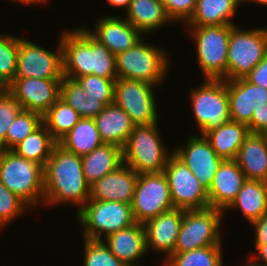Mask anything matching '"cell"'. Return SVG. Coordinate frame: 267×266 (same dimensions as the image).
I'll return each instance as SVG.
<instances>
[{"mask_svg":"<svg viewBox=\"0 0 267 266\" xmlns=\"http://www.w3.org/2000/svg\"><path fill=\"white\" fill-rule=\"evenodd\" d=\"M130 1L131 0H106V2L110 4V6L112 7L114 6L115 8H121V9L124 7L123 10L125 11L128 9Z\"/></svg>","mask_w":267,"mask_h":266,"instance_id":"46","label":"cell"},{"mask_svg":"<svg viewBox=\"0 0 267 266\" xmlns=\"http://www.w3.org/2000/svg\"><path fill=\"white\" fill-rule=\"evenodd\" d=\"M138 41L133 47L116 55L118 78L141 80L158 86L169 72V54L164 47Z\"/></svg>","mask_w":267,"mask_h":266,"instance_id":"5","label":"cell"},{"mask_svg":"<svg viewBox=\"0 0 267 266\" xmlns=\"http://www.w3.org/2000/svg\"><path fill=\"white\" fill-rule=\"evenodd\" d=\"M183 214V209L174 208L143 224L148 252L152 250L157 253H164V261L174 253Z\"/></svg>","mask_w":267,"mask_h":266,"instance_id":"17","label":"cell"},{"mask_svg":"<svg viewBox=\"0 0 267 266\" xmlns=\"http://www.w3.org/2000/svg\"><path fill=\"white\" fill-rule=\"evenodd\" d=\"M125 12V19L145 35L173 23L161 0H131Z\"/></svg>","mask_w":267,"mask_h":266,"instance_id":"25","label":"cell"},{"mask_svg":"<svg viewBox=\"0 0 267 266\" xmlns=\"http://www.w3.org/2000/svg\"><path fill=\"white\" fill-rule=\"evenodd\" d=\"M62 79L15 78L6 90L22 110L35 111L42 116L60 98Z\"/></svg>","mask_w":267,"mask_h":266,"instance_id":"15","label":"cell"},{"mask_svg":"<svg viewBox=\"0 0 267 266\" xmlns=\"http://www.w3.org/2000/svg\"><path fill=\"white\" fill-rule=\"evenodd\" d=\"M19 37L0 34V88H6L17 71Z\"/></svg>","mask_w":267,"mask_h":266,"instance_id":"36","label":"cell"},{"mask_svg":"<svg viewBox=\"0 0 267 266\" xmlns=\"http://www.w3.org/2000/svg\"><path fill=\"white\" fill-rule=\"evenodd\" d=\"M81 162L86 182L91 186L124 164L123 148L103 143L90 153L81 156Z\"/></svg>","mask_w":267,"mask_h":266,"instance_id":"26","label":"cell"},{"mask_svg":"<svg viewBox=\"0 0 267 266\" xmlns=\"http://www.w3.org/2000/svg\"><path fill=\"white\" fill-rule=\"evenodd\" d=\"M223 215V211L213 207L184 210L173 254L210 245H222L220 226Z\"/></svg>","mask_w":267,"mask_h":266,"instance_id":"10","label":"cell"},{"mask_svg":"<svg viewBox=\"0 0 267 266\" xmlns=\"http://www.w3.org/2000/svg\"><path fill=\"white\" fill-rule=\"evenodd\" d=\"M256 3V5L258 4H260V6L262 5H266L267 6V0H242V3L244 4V3Z\"/></svg>","mask_w":267,"mask_h":266,"instance_id":"48","label":"cell"},{"mask_svg":"<svg viewBox=\"0 0 267 266\" xmlns=\"http://www.w3.org/2000/svg\"><path fill=\"white\" fill-rule=\"evenodd\" d=\"M197 87L191 89L189 98L199 135L204 136L230 121L227 81L204 79Z\"/></svg>","mask_w":267,"mask_h":266,"instance_id":"8","label":"cell"},{"mask_svg":"<svg viewBox=\"0 0 267 266\" xmlns=\"http://www.w3.org/2000/svg\"><path fill=\"white\" fill-rule=\"evenodd\" d=\"M241 210L243 216L251 224L267 213V182L246 179L235 200L224 211Z\"/></svg>","mask_w":267,"mask_h":266,"instance_id":"27","label":"cell"},{"mask_svg":"<svg viewBox=\"0 0 267 266\" xmlns=\"http://www.w3.org/2000/svg\"><path fill=\"white\" fill-rule=\"evenodd\" d=\"M160 125H135L123 148V162L137 174L163 172L173 151L165 148ZM169 150V151H168ZM169 152V153H167Z\"/></svg>","mask_w":267,"mask_h":266,"instance_id":"4","label":"cell"},{"mask_svg":"<svg viewBox=\"0 0 267 266\" xmlns=\"http://www.w3.org/2000/svg\"><path fill=\"white\" fill-rule=\"evenodd\" d=\"M10 1V0H9ZM11 1H13V2H15V3H23V4H26V5H41V4H46V3H48V1L47 0H11Z\"/></svg>","mask_w":267,"mask_h":266,"instance_id":"47","label":"cell"},{"mask_svg":"<svg viewBox=\"0 0 267 266\" xmlns=\"http://www.w3.org/2000/svg\"><path fill=\"white\" fill-rule=\"evenodd\" d=\"M245 78L252 84L267 89V55L245 76Z\"/></svg>","mask_w":267,"mask_h":266,"instance_id":"43","label":"cell"},{"mask_svg":"<svg viewBox=\"0 0 267 266\" xmlns=\"http://www.w3.org/2000/svg\"><path fill=\"white\" fill-rule=\"evenodd\" d=\"M223 245H210L184 253L172 254L162 266H224Z\"/></svg>","mask_w":267,"mask_h":266,"instance_id":"34","label":"cell"},{"mask_svg":"<svg viewBox=\"0 0 267 266\" xmlns=\"http://www.w3.org/2000/svg\"><path fill=\"white\" fill-rule=\"evenodd\" d=\"M87 31L105 45L115 56L133 47L142 39V33L124 17L102 16Z\"/></svg>","mask_w":267,"mask_h":266,"instance_id":"19","label":"cell"},{"mask_svg":"<svg viewBox=\"0 0 267 266\" xmlns=\"http://www.w3.org/2000/svg\"><path fill=\"white\" fill-rule=\"evenodd\" d=\"M117 78H104L96 75H85L75 80L83 90L92 97H114V86Z\"/></svg>","mask_w":267,"mask_h":266,"instance_id":"40","label":"cell"},{"mask_svg":"<svg viewBox=\"0 0 267 266\" xmlns=\"http://www.w3.org/2000/svg\"><path fill=\"white\" fill-rule=\"evenodd\" d=\"M242 0H197V5L187 26L237 25L233 17Z\"/></svg>","mask_w":267,"mask_h":266,"instance_id":"28","label":"cell"},{"mask_svg":"<svg viewBox=\"0 0 267 266\" xmlns=\"http://www.w3.org/2000/svg\"><path fill=\"white\" fill-rule=\"evenodd\" d=\"M81 119V116L64 100L59 98L43 115L52 137L59 142Z\"/></svg>","mask_w":267,"mask_h":266,"instance_id":"33","label":"cell"},{"mask_svg":"<svg viewBox=\"0 0 267 266\" xmlns=\"http://www.w3.org/2000/svg\"><path fill=\"white\" fill-rule=\"evenodd\" d=\"M63 50L59 41L55 52L19 37L15 78L63 79Z\"/></svg>","mask_w":267,"mask_h":266,"instance_id":"14","label":"cell"},{"mask_svg":"<svg viewBox=\"0 0 267 266\" xmlns=\"http://www.w3.org/2000/svg\"><path fill=\"white\" fill-rule=\"evenodd\" d=\"M253 227L254 240L253 245L256 249L259 245L267 244V213L264 214L261 218L251 223Z\"/></svg>","mask_w":267,"mask_h":266,"instance_id":"44","label":"cell"},{"mask_svg":"<svg viewBox=\"0 0 267 266\" xmlns=\"http://www.w3.org/2000/svg\"><path fill=\"white\" fill-rule=\"evenodd\" d=\"M246 180L234 159L223 160L208 192L209 207L225 211L235 200Z\"/></svg>","mask_w":267,"mask_h":266,"instance_id":"21","label":"cell"},{"mask_svg":"<svg viewBox=\"0 0 267 266\" xmlns=\"http://www.w3.org/2000/svg\"><path fill=\"white\" fill-rule=\"evenodd\" d=\"M30 207L0 182V231Z\"/></svg>","mask_w":267,"mask_h":266,"instance_id":"38","label":"cell"},{"mask_svg":"<svg viewBox=\"0 0 267 266\" xmlns=\"http://www.w3.org/2000/svg\"><path fill=\"white\" fill-rule=\"evenodd\" d=\"M101 140L124 148L135 124L131 117L114 103L107 105L95 118Z\"/></svg>","mask_w":267,"mask_h":266,"instance_id":"24","label":"cell"},{"mask_svg":"<svg viewBox=\"0 0 267 266\" xmlns=\"http://www.w3.org/2000/svg\"><path fill=\"white\" fill-rule=\"evenodd\" d=\"M139 174L123 164L90 186V199L132 204Z\"/></svg>","mask_w":267,"mask_h":266,"instance_id":"20","label":"cell"},{"mask_svg":"<svg viewBox=\"0 0 267 266\" xmlns=\"http://www.w3.org/2000/svg\"><path fill=\"white\" fill-rule=\"evenodd\" d=\"M136 223L174 209L168 180L163 172L139 174L131 204Z\"/></svg>","mask_w":267,"mask_h":266,"instance_id":"12","label":"cell"},{"mask_svg":"<svg viewBox=\"0 0 267 266\" xmlns=\"http://www.w3.org/2000/svg\"><path fill=\"white\" fill-rule=\"evenodd\" d=\"M153 88L155 85L145 81L117 77L113 103L122 108L135 125L157 123L159 116Z\"/></svg>","mask_w":267,"mask_h":266,"instance_id":"11","label":"cell"},{"mask_svg":"<svg viewBox=\"0 0 267 266\" xmlns=\"http://www.w3.org/2000/svg\"><path fill=\"white\" fill-rule=\"evenodd\" d=\"M234 160L246 179L267 182V134L250 132Z\"/></svg>","mask_w":267,"mask_h":266,"instance_id":"23","label":"cell"},{"mask_svg":"<svg viewBox=\"0 0 267 266\" xmlns=\"http://www.w3.org/2000/svg\"><path fill=\"white\" fill-rule=\"evenodd\" d=\"M184 146H178L173 154L179 158L208 190L213 178L223 162L205 136H188Z\"/></svg>","mask_w":267,"mask_h":266,"instance_id":"16","label":"cell"},{"mask_svg":"<svg viewBox=\"0 0 267 266\" xmlns=\"http://www.w3.org/2000/svg\"><path fill=\"white\" fill-rule=\"evenodd\" d=\"M174 208L183 210L209 207L208 192L190 169L174 154L165 166Z\"/></svg>","mask_w":267,"mask_h":266,"instance_id":"13","label":"cell"},{"mask_svg":"<svg viewBox=\"0 0 267 266\" xmlns=\"http://www.w3.org/2000/svg\"><path fill=\"white\" fill-rule=\"evenodd\" d=\"M230 121L248 125L257 107L267 102V89L245 77L227 80Z\"/></svg>","mask_w":267,"mask_h":266,"instance_id":"18","label":"cell"},{"mask_svg":"<svg viewBox=\"0 0 267 266\" xmlns=\"http://www.w3.org/2000/svg\"><path fill=\"white\" fill-rule=\"evenodd\" d=\"M249 133L248 125L229 121L207 132L204 136L217 155L227 160L235 159L238 150Z\"/></svg>","mask_w":267,"mask_h":266,"instance_id":"30","label":"cell"},{"mask_svg":"<svg viewBox=\"0 0 267 266\" xmlns=\"http://www.w3.org/2000/svg\"><path fill=\"white\" fill-rule=\"evenodd\" d=\"M58 142L52 137L46 125L42 123L37 129L16 145L12 151L17 155L34 161L45 167L53 148Z\"/></svg>","mask_w":267,"mask_h":266,"instance_id":"32","label":"cell"},{"mask_svg":"<svg viewBox=\"0 0 267 266\" xmlns=\"http://www.w3.org/2000/svg\"><path fill=\"white\" fill-rule=\"evenodd\" d=\"M76 214L82 225V238L91 240H103L107 235L136 223L131 204L118 201L89 199Z\"/></svg>","mask_w":267,"mask_h":266,"instance_id":"6","label":"cell"},{"mask_svg":"<svg viewBox=\"0 0 267 266\" xmlns=\"http://www.w3.org/2000/svg\"><path fill=\"white\" fill-rule=\"evenodd\" d=\"M103 143L94 118H81L58 142L66 151L78 156L90 153Z\"/></svg>","mask_w":267,"mask_h":266,"instance_id":"31","label":"cell"},{"mask_svg":"<svg viewBox=\"0 0 267 266\" xmlns=\"http://www.w3.org/2000/svg\"><path fill=\"white\" fill-rule=\"evenodd\" d=\"M43 123V116L35 111L21 110L9 126L5 150H12Z\"/></svg>","mask_w":267,"mask_h":266,"instance_id":"35","label":"cell"},{"mask_svg":"<svg viewBox=\"0 0 267 266\" xmlns=\"http://www.w3.org/2000/svg\"><path fill=\"white\" fill-rule=\"evenodd\" d=\"M248 127L250 132L267 134V102L255 109Z\"/></svg>","mask_w":267,"mask_h":266,"instance_id":"42","label":"cell"},{"mask_svg":"<svg viewBox=\"0 0 267 266\" xmlns=\"http://www.w3.org/2000/svg\"><path fill=\"white\" fill-rule=\"evenodd\" d=\"M104 239L103 243L125 265L142 266L137 264L138 260L148 253L143 224L135 223L129 228L107 235Z\"/></svg>","mask_w":267,"mask_h":266,"instance_id":"22","label":"cell"},{"mask_svg":"<svg viewBox=\"0 0 267 266\" xmlns=\"http://www.w3.org/2000/svg\"><path fill=\"white\" fill-rule=\"evenodd\" d=\"M267 55V28L244 30L232 25L227 54V80L245 77Z\"/></svg>","mask_w":267,"mask_h":266,"instance_id":"9","label":"cell"},{"mask_svg":"<svg viewBox=\"0 0 267 266\" xmlns=\"http://www.w3.org/2000/svg\"><path fill=\"white\" fill-rule=\"evenodd\" d=\"M246 263H247L246 264L247 266H258L255 263H253L250 259H248V261Z\"/></svg>","mask_w":267,"mask_h":266,"instance_id":"49","label":"cell"},{"mask_svg":"<svg viewBox=\"0 0 267 266\" xmlns=\"http://www.w3.org/2000/svg\"><path fill=\"white\" fill-rule=\"evenodd\" d=\"M22 110L19 103L14 97L6 90L0 88V149L5 150L6 133L17 116Z\"/></svg>","mask_w":267,"mask_h":266,"instance_id":"39","label":"cell"},{"mask_svg":"<svg viewBox=\"0 0 267 266\" xmlns=\"http://www.w3.org/2000/svg\"><path fill=\"white\" fill-rule=\"evenodd\" d=\"M90 199V185L83 174L81 156L57 144L44 167V206L78 205Z\"/></svg>","mask_w":267,"mask_h":266,"instance_id":"1","label":"cell"},{"mask_svg":"<svg viewBox=\"0 0 267 266\" xmlns=\"http://www.w3.org/2000/svg\"><path fill=\"white\" fill-rule=\"evenodd\" d=\"M60 98L79 113L81 118H95L114 97H92L73 79L63 77L60 86Z\"/></svg>","mask_w":267,"mask_h":266,"instance_id":"29","label":"cell"},{"mask_svg":"<svg viewBox=\"0 0 267 266\" xmlns=\"http://www.w3.org/2000/svg\"><path fill=\"white\" fill-rule=\"evenodd\" d=\"M186 28L196 44L197 61L203 78L227 81V54L232 25Z\"/></svg>","mask_w":267,"mask_h":266,"instance_id":"7","label":"cell"},{"mask_svg":"<svg viewBox=\"0 0 267 266\" xmlns=\"http://www.w3.org/2000/svg\"><path fill=\"white\" fill-rule=\"evenodd\" d=\"M84 240L83 266H127L120 261L102 240Z\"/></svg>","mask_w":267,"mask_h":266,"instance_id":"37","label":"cell"},{"mask_svg":"<svg viewBox=\"0 0 267 266\" xmlns=\"http://www.w3.org/2000/svg\"><path fill=\"white\" fill-rule=\"evenodd\" d=\"M63 75L75 80L85 75L117 78L116 56L88 31L87 27L62 32Z\"/></svg>","mask_w":267,"mask_h":266,"instance_id":"2","label":"cell"},{"mask_svg":"<svg viewBox=\"0 0 267 266\" xmlns=\"http://www.w3.org/2000/svg\"><path fill=\"white\" fill-rule=\"evenodd\" d=\"M0 182L30 208L44 202V167L0 149Z\"/></svg>","mask_w":267,"mask_h":266,"instance_id":"3","label":"cell"},{"mask_svg":"<svg viewBox=\"0 0 267 266\" xmlns=\"http://www.w3.org/2000/svg\"><path fill=\"white\" fill-rule=\"evenodd\" d=\"M172 22L187 23L195 12L197 0H161Z\"/></svg>","mask_w":267,"mask_h":266,"instance_id":"41","label":"cell"},{"mask_svg":"<svg viewBox=\"0 0 267 266\" xmlns=\"http://www.w3.org/2000/svg\"><path fill=\"white\" fill-rule=\"evenodd\" d=\"M255 253H252L250 255H252L251 257H249L248 259H250L253 263H255L258 266H267V244L264 245H259L256 249H255ZM257 256V257H256ZM256 259V261H255ZM259 260H261L259 262ZM259 262V263H258Z\"/></svg>","mask_w":267,"mask_h":266,"instance_id":"45","label":"cell"}]
</instances>
